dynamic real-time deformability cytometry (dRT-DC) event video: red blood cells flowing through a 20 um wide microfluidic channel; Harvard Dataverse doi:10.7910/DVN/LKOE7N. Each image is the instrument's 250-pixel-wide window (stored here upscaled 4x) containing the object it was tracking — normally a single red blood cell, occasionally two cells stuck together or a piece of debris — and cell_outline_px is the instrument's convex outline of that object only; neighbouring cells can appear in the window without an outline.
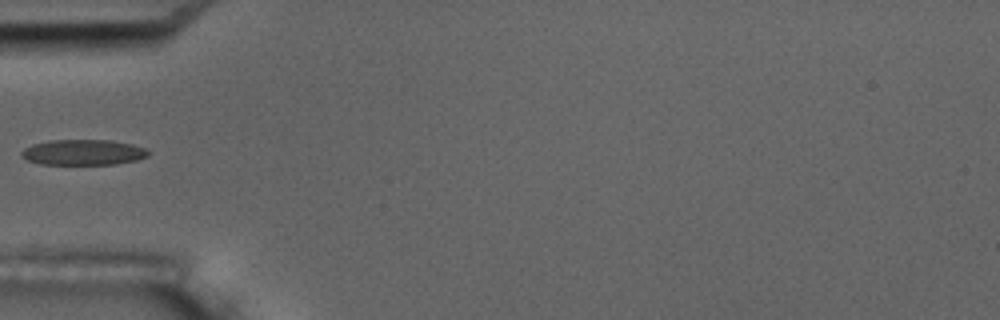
{"species": "common noctule bat (a hibernating species)", "species_latin": "Nyctalus noctula", "temperature_condition": "room temperature", "stored_images_in_passage": 4, "camera_frame_rate_fps": 3000, "um_per_image_px": 0.085, "animal": {"sex": "male", "body_mass_g": 17.5, "forearm_length_mm": 52.3}, "frame": {"image": 1, "passage_image": 4, "time_ms": 4.333, "image_size_px": [1000, 320], "cell_outline_px": [[148, 156], [136, 160], [116, 164], [40, 164], [28, 160], [20, 156], [20, 152], [24, 148], [32, 144], [48, 140], [112, 140], [132, 144], [144, 148], [148, 152]], "centroid_in_image_um": [7.03, 12.94], "position_along_channel_um": 78.0, "area_um2": 18.9}}